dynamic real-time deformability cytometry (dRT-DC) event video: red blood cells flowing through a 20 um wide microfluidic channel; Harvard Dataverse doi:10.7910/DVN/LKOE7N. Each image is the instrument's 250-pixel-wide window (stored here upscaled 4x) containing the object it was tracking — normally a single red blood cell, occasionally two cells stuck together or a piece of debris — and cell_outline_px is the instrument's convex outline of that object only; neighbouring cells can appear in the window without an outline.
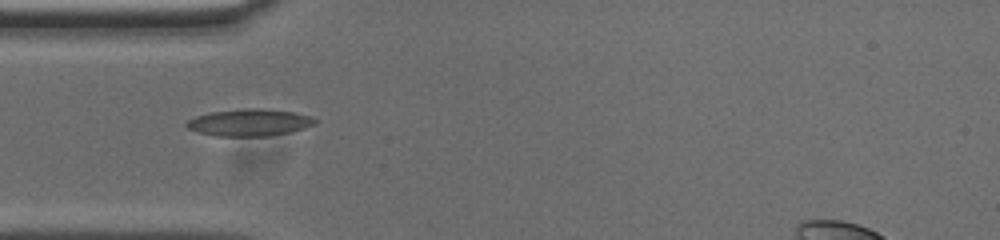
{"species": "common noctule bat (a hibernating species)", "species_latin": "Nyctalus noctula", "temperature_condition": "cold", "stored_images_in_passage": 38, "camera_frame_rate_fps": 3000, "um_per_image_px": 0.085, "animal": {"sex": "male", "body_mass_g": 20.0, "forearm_length_mm": 53.3}, "frame": {"image": 1, "passage_image": 1, "time_ms": 0.0, "image_size_px": [1000, 240], "cell_outline_px": [[320, 120], [316, 124], [292, 132], [268, 136], [216, 136], [200, 132], [188, 128], [184, 124], [188, 120], [196, 116], [212, 112], [240, 108], [264, 108], [296, 112], [312, 116]], "centroid_in_image_um": [21.28, 10.4], "position_along_channel_um": 63.7, "area_um2": 20.52}}
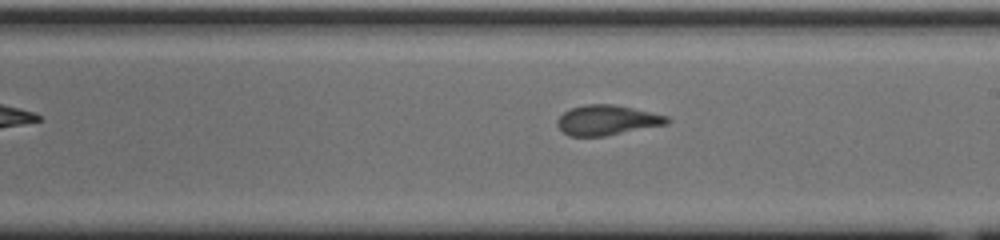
{"frame": {"image": 2, "passage_image": 15, "time_ms": 4.667, "image_size_px": [1000, 240], "cell_outline_px": [[672, 120], [668, 124], [604, 136], [568, 136], [556, 124], [556, 120], [564, 112], [572, 108], [584, 104], [612, 104], [632, 108], [668, 116]], "centroid_in_image_um": [51.6, 10.21], "position_along_channel_um": 237.4, "area_um2": 19.13}}
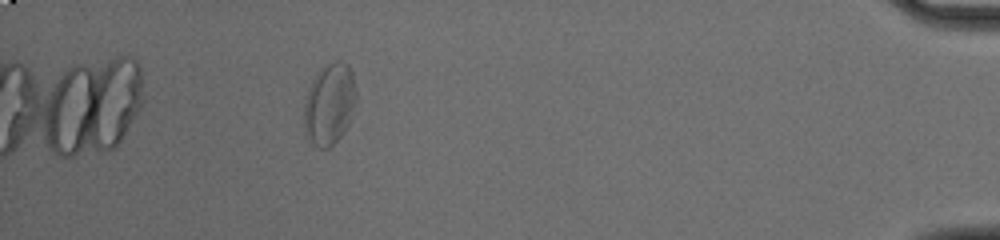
{"frame": {"image": 3, "passage_image": 34, "time_ms": 11.0, "image_size_px": [1000, 240], "cell_outline_px": [[356, 100], [348, 124], [340, 136], [328, 148], [320, 148], [312, 144], [304, 132], [304, 104], [308, 88], [312, 80], [328, 64], [336, 60], [340, 60], [348, 64], [352, 72], [356, 92]], "centroid_in_image_um": [27.99, 8.85], "position_along_channel_um": 407.2, "area_um2": 24.51}, "authors_computed_cell_mechanics": {"area_um2": 19.3052, "velocity_mm_per_s": 3.711, "shape_relaxation_time_tau1_ms": 6.5397, "shape_relaxation_time_tau2_ms": 1.8405, "deformation_change_tau1": 0.1793, "deformation_change_tau2": 0.0975}}